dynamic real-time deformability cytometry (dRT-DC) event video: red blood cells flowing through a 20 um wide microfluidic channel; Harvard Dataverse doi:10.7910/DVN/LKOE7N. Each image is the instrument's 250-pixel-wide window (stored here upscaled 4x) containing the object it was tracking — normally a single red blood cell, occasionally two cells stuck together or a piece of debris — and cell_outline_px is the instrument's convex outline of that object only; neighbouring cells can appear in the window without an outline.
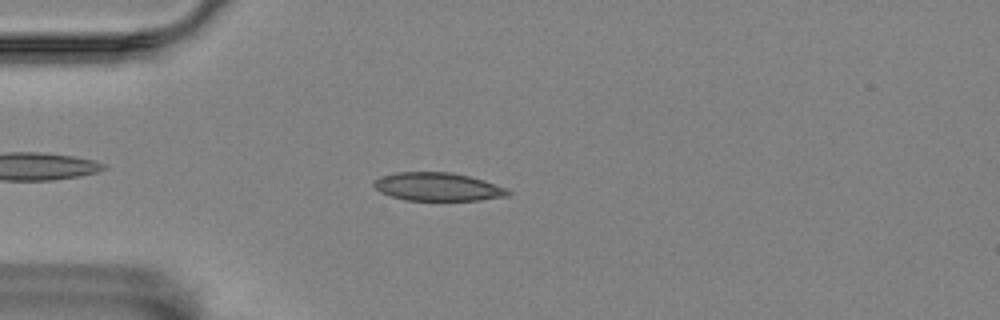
{"species": "Egyptian fruit bat (a non-hibernating species)", "species_latin": "Rousettus aegyptiacus", "temperature_condition": "room temperature", "stored_images_in_passage": 5, "camera_frame_rate_fps": 3000, "um_per_image_px": 0.085, "animal": {"sex": "female"}, "frame": {"image": 1, "passage_image": 4, "time_ms": 3.667, "image_size_px": [1000, 320], "cell_outline_px": [[512, 192], [508, 196], [480, 200], [404, 200], [380, 192], [372, 184], [372, 180], [396, 172], [452, 172], [484, 180], [504, 188]], "centroid_in_image_um": [37.19, 15.87], "position_along_channel_um": 47.8, "area_um2": 21.96}}